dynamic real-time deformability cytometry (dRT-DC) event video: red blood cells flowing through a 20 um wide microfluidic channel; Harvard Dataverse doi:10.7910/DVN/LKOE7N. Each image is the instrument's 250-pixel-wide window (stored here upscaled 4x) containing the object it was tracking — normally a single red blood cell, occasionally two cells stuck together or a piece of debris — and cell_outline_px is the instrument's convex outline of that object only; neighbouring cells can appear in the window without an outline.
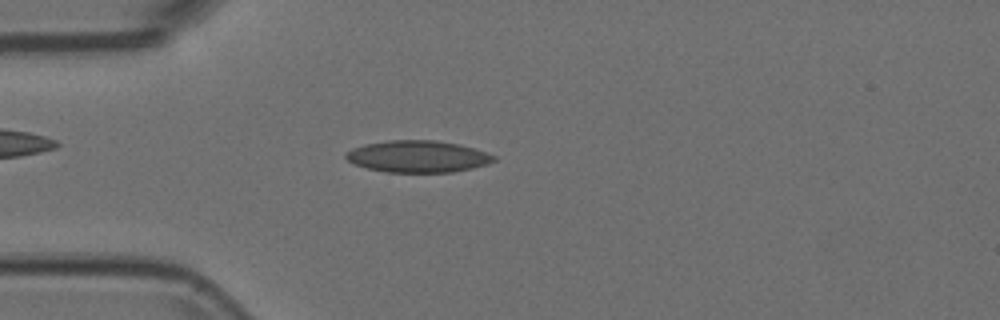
{"species": "Egyptian fruit bat (a non-hibernating species)", "species_latin": "Rousettus aegyptiacus", "temperature_condition": "room temperature", "stored_images_in_passage": 52, "camera_frame_rate_fps": 3000, "um_per_image_px": 0.085, "animal": {"sex": "female"}, "frame": {"image": 1, "passage_image": 13, "time_ms": 4.0, "image_size_px": [1000, 320], "cell_outline_px": [[496, 160], [488, 164], [472, 168], [452, 172], [384, 172], [368, 168], [356, 164], [348, 160], [344, 156], [344, 152], [352, 148], [364, 144], [388, 140], [436, 140], [460, 144], [496, 156]], "centroid_in_image_um": [35.49, 13.29], "position_along_channel_um": 49.5, "area_um2": 27.46}}
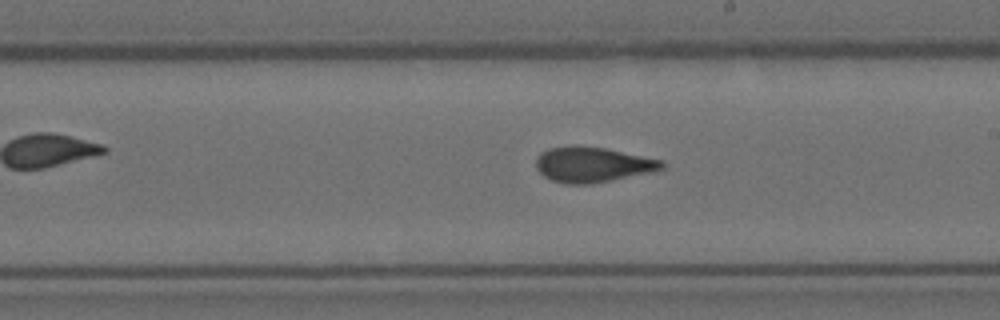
{"frame": {"image": 2, "passage_image": 29, "time_ms": 9.333, "image_size_px": [1000, 320], "cell_outline_px": [[668, 164], [664, 168], [656, 172], [592, 184], [568, 184], [552, 180], [544, 176], [536, 168], [536, 160], [540, 152], [548, 148], [572, 144], [604, 148], [664, 160]], "centroid_in_image_um": [50.42, 13.98], "position_along_channel_um": 238.6, "area_um2": 26.41}}
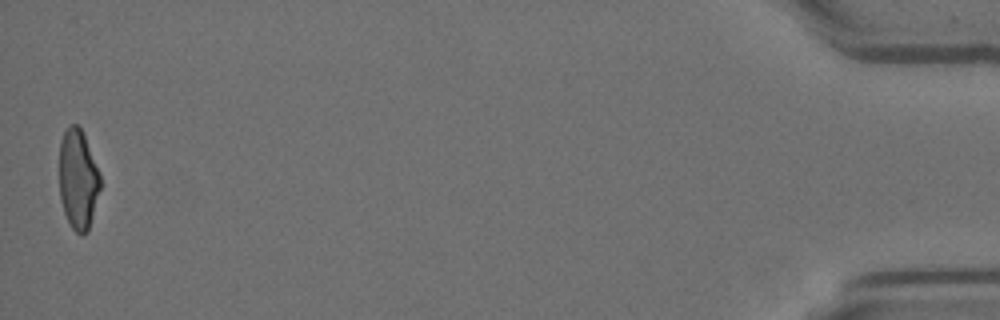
{"frame": {"image": 3, "passage_image": 52, "time_ms": 17.0, "image_size_px": [1000, 320], "cell_outline_px": [[100, 188], [88, 232], [84, 236], [80, 236], [72, 228], [64, 212], [60, 200], [60, 140], [64, 132], [72, 124], [76, 124], [80, 128], [84, 136], [100, 172]], "centroid_in_image_um": [6.64, 15.29], "position_along_channel_um": 428.6, "area_um2": 23.7}}